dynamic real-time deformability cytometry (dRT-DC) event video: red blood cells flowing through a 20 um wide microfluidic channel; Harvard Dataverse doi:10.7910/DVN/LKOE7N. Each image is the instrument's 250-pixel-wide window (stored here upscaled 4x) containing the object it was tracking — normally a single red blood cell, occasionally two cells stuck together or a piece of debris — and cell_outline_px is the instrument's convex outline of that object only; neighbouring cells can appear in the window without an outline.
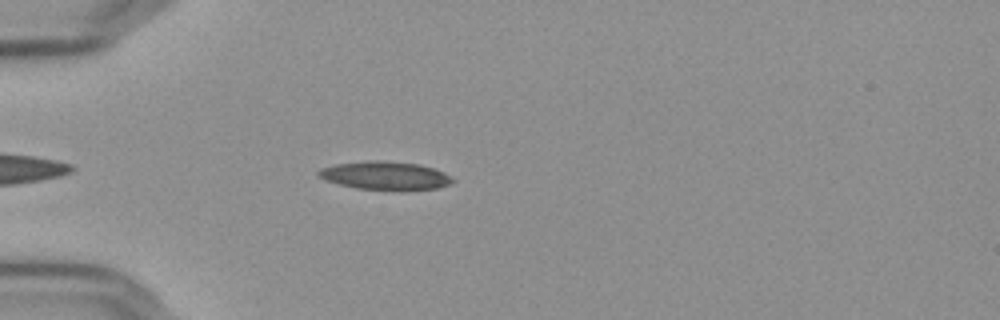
{"species": "Egyptian fruit bat (a non-hibernating species)", "species_latin": "Rousettus aegyptiacus", "temperature_condition": "cold", "stored_images_in_passage": 46, "camera_frame_rate_fps": 3000, "um_per_image_px": 0.085, "frame": {"image": 1, "passage_image": 6, "time_ms": 1.667, "image_size_px": [1000, 320], "cell_outline_px": [[456, 180], [448, 184], [436, 188], [356, 188], [324, 180], [316, 172], [320, 168], [336, 164], [368, 160], [380, 160], [420, 164], [444, 172], [452, 176]], "centroid_in_image_um": [32.71, 14.88], "position_along_channel_um": 52.3, "area_um2": 21.44}}
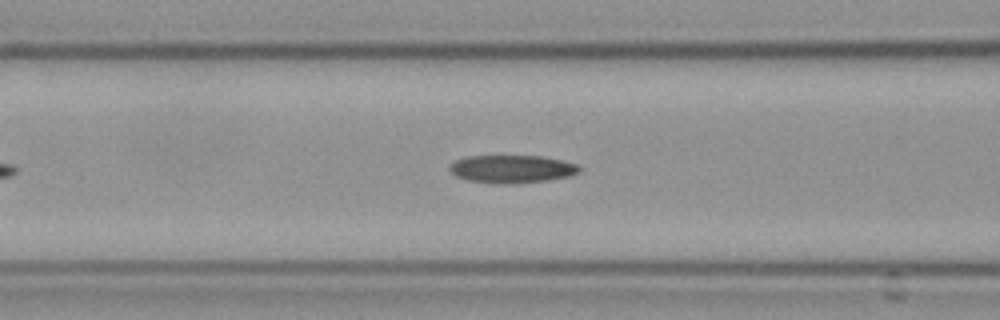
{"frame": {"image": 2, "passage_image": 13, "time_ms": 4.0, "image_size_px": [1000, 320], "cell_outline_px": [[580, 172], [568, 176], [548, 180], [508, 184], [464, 180], [456, 176], [448, 168], [456, 160], [464, 156], [540, 156], [560, 160], [576, 164], [580, 168]], "centroid_in_image_um": [43.48, 14.36], "position_along_channel_um": 123.1, "area_um2": 20.87}}
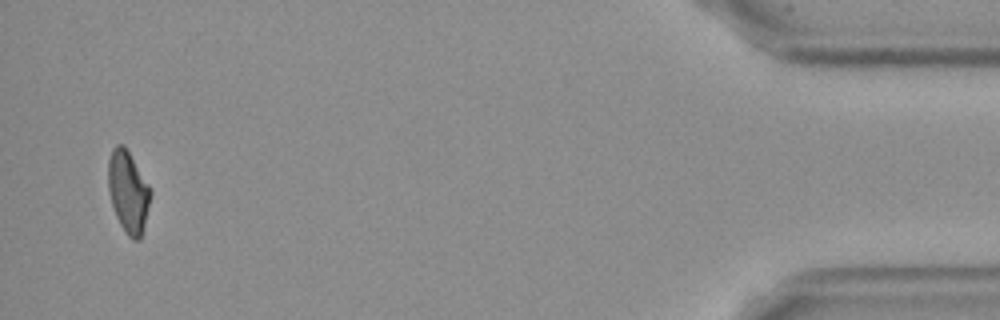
{"frame": {"image": 3, "passage_image": 44, "time_ms": 14.333, "image_size_px": [1000, 320], "cell_outline_px": [[152, 192], [144, 228], [140, 240], [132, 240], [128, 236], [120, 224], [116, 216], [112, 204], [108, 188], [108, 160], [112, 148], [116, 144], [124, 144], [148, 184]], "centroid_in_image_um": [10.89, 16.3], "position_along_channel_um": 424.3, "area_um2": 20.17}, "authors_computed_cell_mechanics": {"area_um2": 20.7502, "velocity_mm_per_s": 3.6454, "shape_relaxation_time_tau1_ms": 8.8188, "shape_relaxation_time_tau2_ms": 7.5724, "deformation_change_tau1": 0.208, "deformation_change_tau2": 0.1698}}